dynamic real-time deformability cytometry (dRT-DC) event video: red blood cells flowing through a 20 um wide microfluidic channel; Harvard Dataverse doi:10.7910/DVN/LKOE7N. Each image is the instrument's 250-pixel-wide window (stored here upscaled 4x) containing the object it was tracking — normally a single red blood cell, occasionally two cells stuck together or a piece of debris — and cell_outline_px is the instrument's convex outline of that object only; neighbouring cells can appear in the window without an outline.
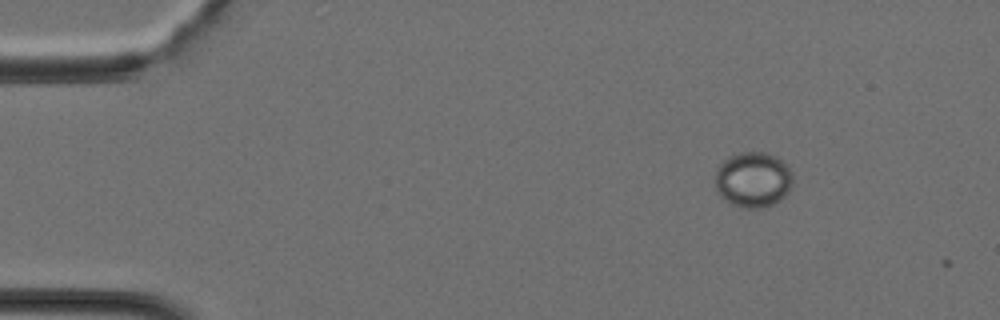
{"species": "Egyptian fruit bat (a non-hibernating species)", "species_latin": "Rousettus aegyptiacus", "temperature_condition": "cold", "stored_images_in_passage": 2, "camera_frame_rate_fps": 3000, "um_per_image_px": 0.085, "animal": {"sex": "female"}, "frame": {"image": 1, "passage_image": 1, "time_ms": 0.0, "image_size_px": [1000, 320], "cell_outline_px": [[792, 184], [788, 192], [780, 200], [772, 204], [760, 208], [740, 208], [724, 200], [716, 192], [716, 172], [720, 164], [728, 156], [740, 152], [768, 152], [776, 156], [792, 172]], "centroid_in_image_um": [63.99, 15.27], "position_along_channel_um": 21.0, "area_um2": 25.2}}